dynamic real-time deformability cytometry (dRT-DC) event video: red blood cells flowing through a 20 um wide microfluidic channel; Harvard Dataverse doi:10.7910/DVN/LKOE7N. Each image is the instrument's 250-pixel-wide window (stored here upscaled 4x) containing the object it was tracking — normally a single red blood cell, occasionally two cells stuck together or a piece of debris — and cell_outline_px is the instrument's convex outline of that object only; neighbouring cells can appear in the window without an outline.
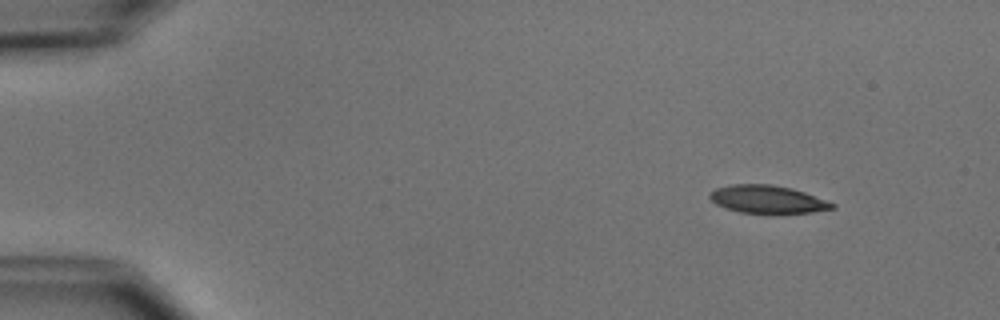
{"species": "common noctule bat (a hibernating species)", "species_latin": "Nyctalus noctula", "temperature_condition": "cold", "stored_images_in_passage": 48, "camera_frame_rate_fps": 3000, "um_per_image_px": 0.085, "animal": {"sex": "male", "body_mass_g": 15.6}, "frame": {"image": 1, "passage_image": 1, "time_ms": 0.0, "image_size_px": [1000, 320], "cell_outline_px": [[836, 208], [812, 212], [740, 212], [724, 208], [716, 204], [708, 196], [716, 188], [732, 184], [772, 184], [792, 188], [804, 192], [836, 204]], "centroid_in_image_um": [65.23, 16.92], "position_along_channel_um": 19.8, "area_um2": 19.54}}
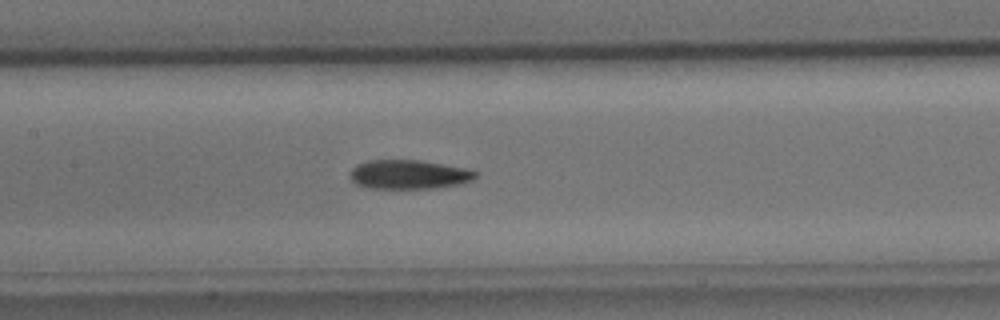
{"frame": {"image": 2, "passage_image": 21, "time_ms": 6.667, "image_size_px": [1000, 320], "cell_outline_px": [[480, 172], [472, 180], [460, 184], [436, 188], [372, 188], [356, 184], [352, 180], [352, 168], [356, 164], [368, 160], [420, 160], [464, 168]], "centroid_in_image_um": [34.78, 14.82], "position_along_channel_um": 172.6, "area_um2": 21.15}}
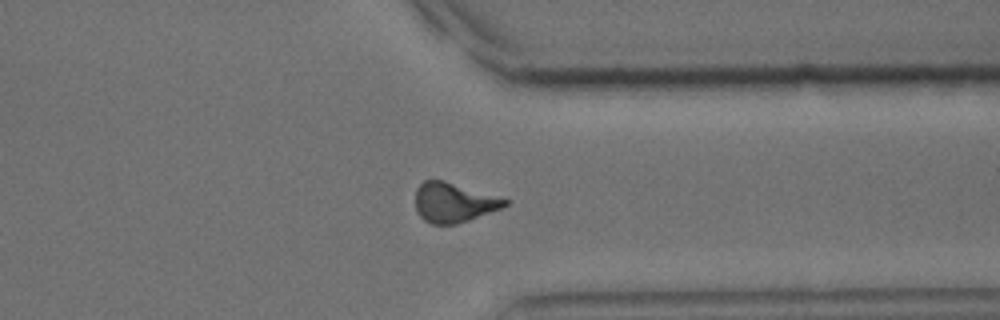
{"frame": {"image": 3, "passage_image": 37, "time_ms": 12.0, "image_size_px": [1000, 320], "cell_outline_px": [[508, 204], [500, 208], [468, 220], [456, 224], [432, 224], [424, 220], [416, 212], [416, 188], [424, 180], [444, 180], [508, 200]], "centroid_in_image_um": [38.5, 17.21], "position_along_channel_um": 372.9, "area_um2": 20.29}, "authors_computed_cell_mechanics": {"area_um2": 21.097, "velocity_mm_per_s": 3.7754, "shape_relaxation_time_tau1_ms": 3.3653, "shape_relaxation_time_tau2_ms": 5.6344, "deformation_change_tau1": 0.1601, "deformation_change_tau2": 0.1361}}